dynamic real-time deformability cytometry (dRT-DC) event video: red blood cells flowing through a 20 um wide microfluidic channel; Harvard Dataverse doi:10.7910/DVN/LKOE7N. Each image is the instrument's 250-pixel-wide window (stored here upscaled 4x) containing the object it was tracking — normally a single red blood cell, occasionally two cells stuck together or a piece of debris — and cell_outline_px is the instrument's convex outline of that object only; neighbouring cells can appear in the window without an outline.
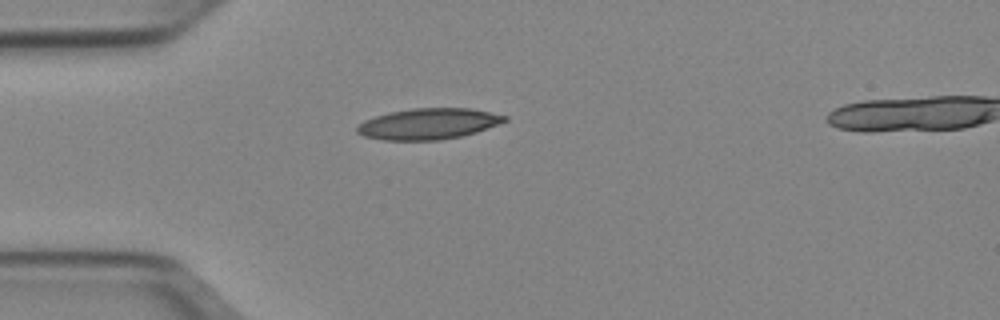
{"species": "Egyptian fruit bat (a non-hibernating species)", "species_latin": "Rousettus aegyptiacus", "temperature_condition": "cold", "stored_images_in_passage": 38, "camera_frame_rate_fps": 3000, "um_per_image_px": 0.085, "animal": {"sex": "female"}, "frame": {"image": 1, "passage_image": 1, "time_ms": 0.0, "image_size_px": [1000, 320], "cell_outline_px": [[508, 120], [476, 132], [460, 136], [440, 140], [384, 140], [364, 136], [356, 132], [356, 128], [364, 120], [388, 112], [412, 108], [472, 108], [508, 116]], "centroid_in_image_um": [36.41, 10.52], "position_along_channel_um": 48.6, "area_um2": 26.59}}
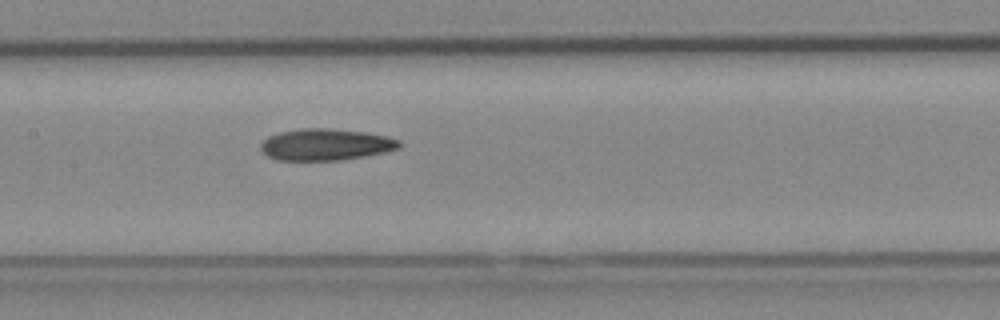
{"frame": {"image": 2, "passage_image": 12, "time_ms": 3.667, "image_size_px": [1000, 320], "cell_outline_px": [[400, 148], [384, 152], [344, 160], [276, 160], [268, 156], [260, 148], [260, 144], [268, 136], [280, 132], [300, 128], [328, 128], [368, 132], [388, 136], [400, 140]], "centroid_in_image_um": [27.7, 12.28], "position_along_channel_um": 179.7, "area_um2": 25.66}}
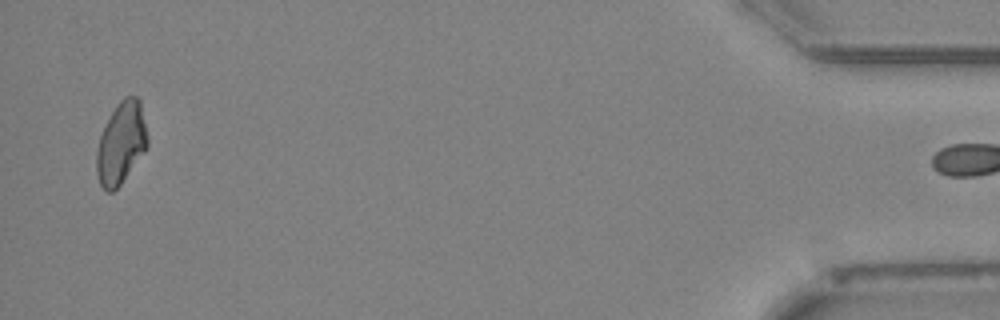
{"frame": {"image": 3, "passage_image": 37, "time_ms": 12.0, "image_size_px": [1000, 320], "cell_outline_px": [[148, 148], [120, 184], [112, 192], [104, 192], [100, 184], [96, 172], [96, 152], [100, 136], [116, 104], [124, 96], [136, 96], [140, 100], [148, 136]], "centroid_in_image_um": [10.3, 12.17], "position_along_channel_um": 424.9, "area_um2": 24.33}, "authors_computed_cell_mechanics": {"area_um2": 25.2008, "velocity_mm_per_s": 3.9597, "shape_relaxation_time_tau1_ms": null, "shape_relaxation_time_tau2_ms": 10.4039, "deformation_change_tau1": null, "deformation_change_tau2": 0.2251}}